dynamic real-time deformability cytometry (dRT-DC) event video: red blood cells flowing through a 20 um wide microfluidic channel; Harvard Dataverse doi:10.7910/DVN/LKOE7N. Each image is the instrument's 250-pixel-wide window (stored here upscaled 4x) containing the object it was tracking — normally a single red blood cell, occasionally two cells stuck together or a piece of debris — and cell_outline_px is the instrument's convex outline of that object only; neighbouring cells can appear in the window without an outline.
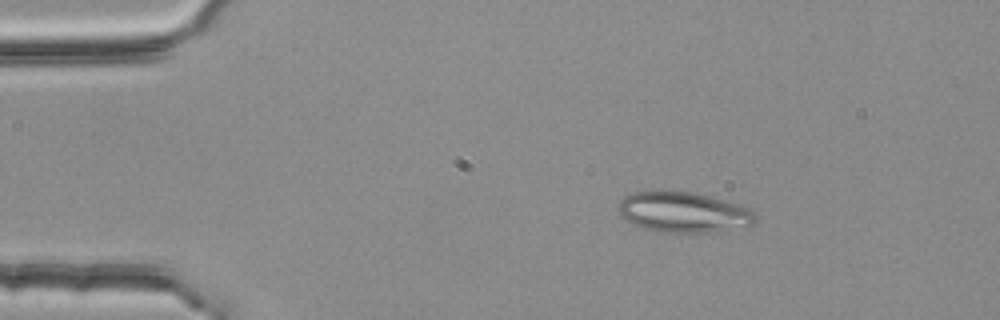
{"species": "common noctule bat (a hibernating species)", "species_latin": "Nyctalus noctula", "temperature_condition": "room temperature", "stored_images_in_passage": 52, "camera_frame_rate_fps": 3000, "um_per_image_px": 0.085, "animal": {"sex": "female", "body_mass_g": 25.1}, "frame": {"image": 1, "passage_image": 8, "time_ms": 2.333, "image_size_px": [1000, 320], "cell_outline_px": [[756, 220], [752, 224], [700, 232], [664, 232], [644, 228], [632, 224], [620, 216], [616, 208], [620, 200], [624, 196], [636, 192], [692, 192], [740, 204], [756, 212]], "centroid_in_image_um": [58.03, 18.02], "position_along_channel_um": 27.0, "area_um2": 31.62}}
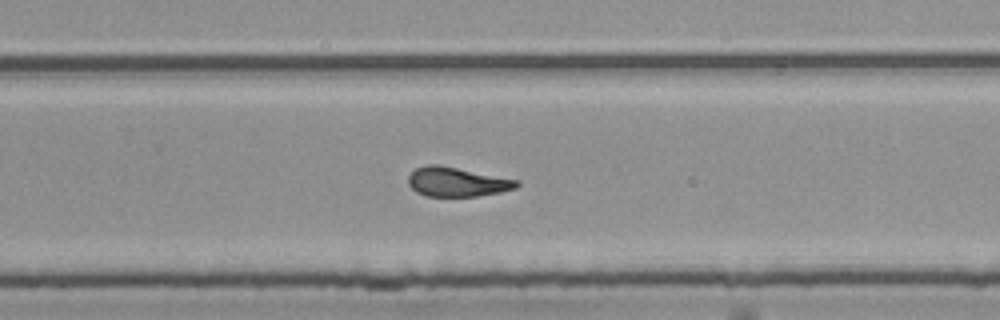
{"frame": {"image": 2, "passage_image": 34, "time_ms": 11.0, "image_size_px": [1000, 320], "cell_outline_px": [[520, 184], [516, 188], [500, 192], [476, 196], [428, 196], [416, 192], [408, 184], [408, 176], [416, 168], [428, 164], [440, 164], [520, 180]], "centroid_in_image_um": [38.86, 15.45], "position_along_channel_um": 290.9, "area_um2": 18.67}}
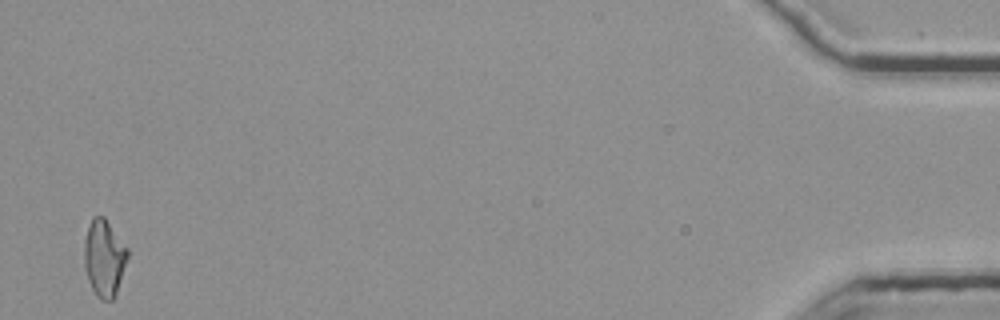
{"frame": {"image": 3, "passage_image": 52, "time_ms": 17.0, "image_size_px": [1000, 320], "cell_outline_px": [[128, 256], [116, 296], [112, 300], [100, 300], [96, 296], [88, 280], [84, 268], [84, 240], [92, 216], [104, 216], [128, 248]], "centroid_in_image_um": [8.85, 21.94], "position_along_channel_um": 426.3, "area_um2": 19.59}, "authors_computed_cell_mechanics": {"area_um2": 19.1896, "velocity_mm_per_s": 3.8059, "shape_relaxation_time_tau1_ms": null, "shape_relaxation_time_tau2_ms": 3.4889, "deformation_change_tau1": null, "deformation_change_tau2": 0.121}}